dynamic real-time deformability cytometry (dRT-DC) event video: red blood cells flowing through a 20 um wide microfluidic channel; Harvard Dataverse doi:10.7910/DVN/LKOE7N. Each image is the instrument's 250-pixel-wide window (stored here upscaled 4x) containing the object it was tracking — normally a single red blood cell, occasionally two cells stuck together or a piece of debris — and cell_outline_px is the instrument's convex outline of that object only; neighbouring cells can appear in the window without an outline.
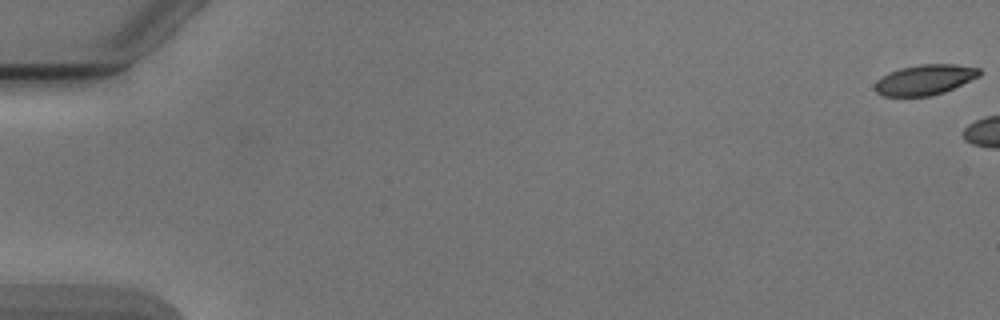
{"species": "Egyptian fruit bat (a non-hibernating species)", "species_latin": "Rousettus aegyptiacus", "temperature_condition": "cold", "stored_images_in_passage": 10, "camera_frame_rate_fps": 3000, "um_per_image_px": 0.085, "animal": {"sex": "male"}, "frame": {"image": 1, "passage_image": 1, "time_ms": 0.0, "image_size_px": [1000, 320], "cell_outline_px": [[980, 76], [944, 92], [928, 96], [884, 96], [876, 92], [872, 88], [876, 80], [888, 72], [900, 68], [920, 64], [956, 64], [980, 68]], "centroid_in_image_um": [78.57, 6.77], "position_along_channel_um": 6.4, "area_um2": 18.55}}